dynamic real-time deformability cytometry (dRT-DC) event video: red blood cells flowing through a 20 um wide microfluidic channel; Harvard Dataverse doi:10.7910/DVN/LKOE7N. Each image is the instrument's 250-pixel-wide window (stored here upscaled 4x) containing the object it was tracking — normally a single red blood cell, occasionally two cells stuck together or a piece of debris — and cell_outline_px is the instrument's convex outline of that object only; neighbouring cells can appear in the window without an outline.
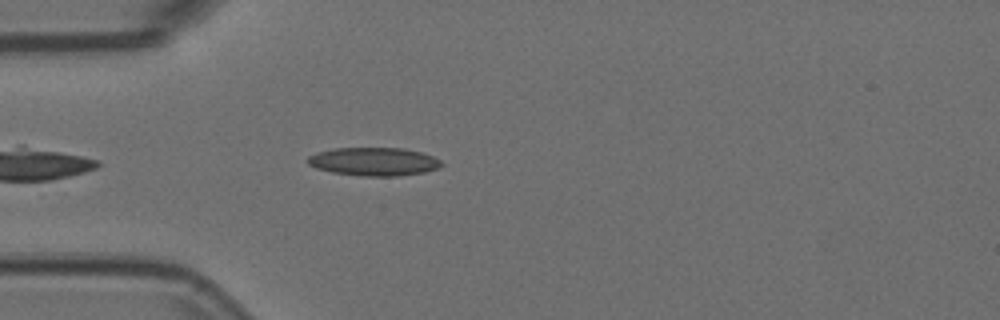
{"species": "Egyptian fruit bat (a non-hibernating species)", "species_latin": "Rousettus aegyptiacus", "temperature_condition": "room temperature", "stored_images_in_passage": 1, "camera_frame_rate_fps": 3000, "um_per_image_px": 0.085, "animal": {"sex": "female"}, "frame": {"image": 1, "passage_image": 1, "time_ms": 0.0, "image_size_px": [1000, 320], "cell_outline_px": [[444, 164], [440, 168], [424, 172], [396, 176], [364, 176], [332, 172], [316, 168], [308, 164], [304, 160], [308, 156], [316, 152], [332, 148], [404, 148], [420, 152], [432, 156], [440, 160]], "centroid_in_image_um": [31.75, 13.73], "position_along_channel_um": 53.3, "area_um2": 22.2}}